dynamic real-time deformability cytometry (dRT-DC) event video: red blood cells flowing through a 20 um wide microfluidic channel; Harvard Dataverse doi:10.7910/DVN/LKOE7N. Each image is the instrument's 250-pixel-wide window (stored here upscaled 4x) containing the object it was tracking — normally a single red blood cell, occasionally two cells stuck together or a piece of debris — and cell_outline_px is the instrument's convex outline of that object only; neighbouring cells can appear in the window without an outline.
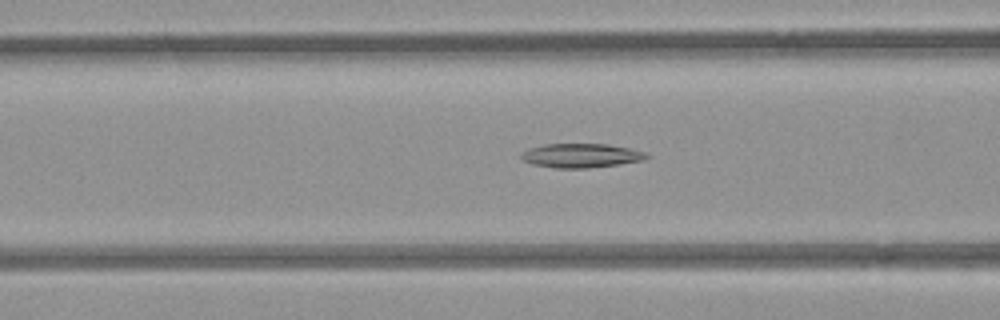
{"species": "common noctule bat (a hibernating species)", "species_latin": "Nyctalus noctula", "temperature_condition": "room temperature", "stored_images_in_passage": 26, "camera_frame_rate_fps": 3000, "um_per_image_px": 0.085, "animal": {"sex": "female", "body_mass_g": 21.9}, "frame": {"image": 1, "passage_image": 6, "time_ms": 1.667, "image_size_px": [1000, 320], "cell_outline_px": [[652, 156], [644, 160], [588, 168], [556, 168], [532, 164], [524, 160], [520, 156], [528, 148], [544, 144], [608, 144], [648, 152]], "centroid_in_image_um": [49.43, 13.22], "position_along_channel_um": 117.2, "area_um2": 17.57}}
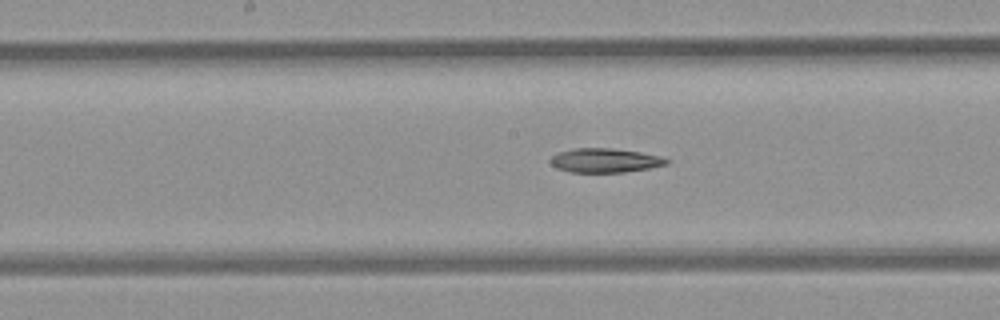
{"frame": {"image": 2, "passage_image": 12, "time_ms": 3.667, "image_size_px": [1000, 320], "cell_outline_px": [[668, 164], [648, 168], [624, 172], [572, 172], [556, 168], [548, 160], [552, 156], [560, 152], [576, 148], [612, 148], [640, 152], [660, 156], [668, 160]], "centroid_in_image_um": [51.4, 13.63], "position_along_channel_um": 196.8, "area_um2": 16.18}}
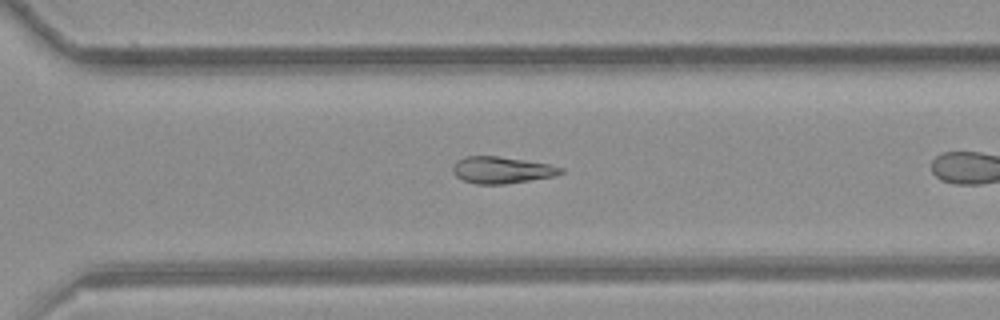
{"frame": {"image": 3, "passage_image": 22, "time_ms": 7.0, "image_size_px": [1000, 320], "cell_outline_px": [[564, 172], [552, 176], [504, 184], [476, 184], [464, 180], [456, 176], [452, 172], [452, 168], [456, 160], [468, 156], [496, 156], [524, 160], [548, 164], [564, 168]], "centroid_in_image_um": [42.61, 14.45], "position_along_channel_um": 328.0, "area_um2": 16.59}}